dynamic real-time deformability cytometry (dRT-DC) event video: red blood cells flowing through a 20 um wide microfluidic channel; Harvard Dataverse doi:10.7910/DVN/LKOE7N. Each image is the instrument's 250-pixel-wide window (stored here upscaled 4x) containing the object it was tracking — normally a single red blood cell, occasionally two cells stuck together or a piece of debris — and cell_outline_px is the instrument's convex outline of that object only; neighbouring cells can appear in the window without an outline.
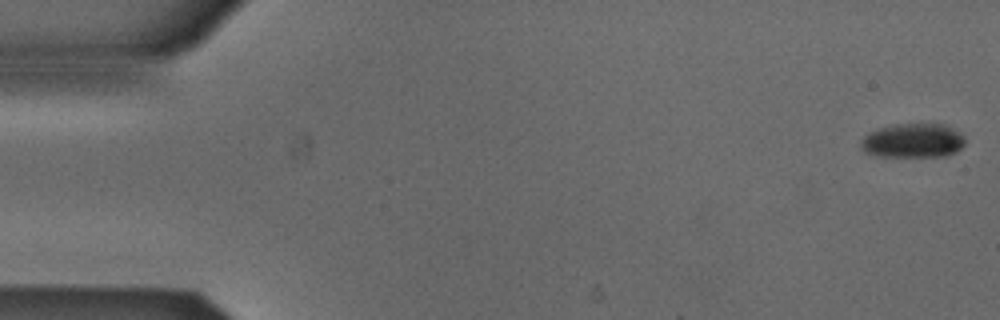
{"species": "Egyptian fruit bat (a non-hibernating species)", "species_latin": "Rousettus aegyptiacus", "temperature_condition": "cold", "stored_images_in_passage": 53, "camera_frame_rate_fps": 3000, "um_per_image_px": 0.085, "animal": {"sex": "male"}, "frame": {"image": 1, "passage_image": 1, "time_ms": 0.0, "image_size_px": [1000, 320], "cell_outline_px": [[964, 144], [956, 152], [944, 156], [880, 156], [864, 152], [860, 148], [860, 140], [864, 136], [880, 128], [896, 124], [948, 124], [960, 132], [964, 136]], "centroid_in_image_um": [77.62, 11.95], "position_along_channel_um": 7.4, "area_um2": 20.81}}
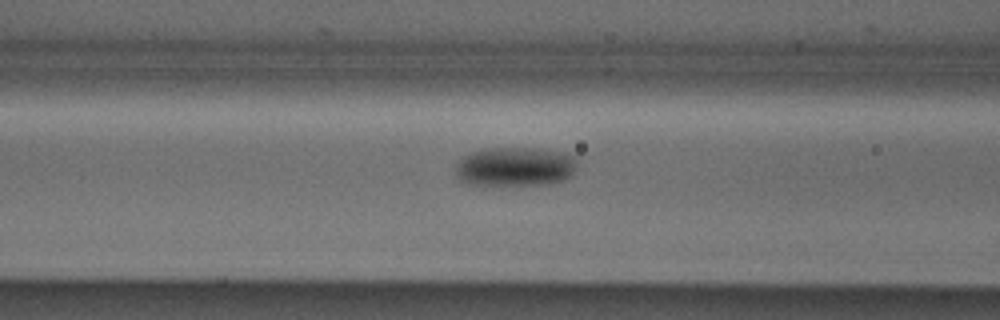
{"frame": {"image": 2, "passage_image": 21, "time_ms": 6.667, "image_size_px": [1000, 320], "cell_outline_px": [[576, 160], [572, 172], [564, 180], [548, 184], [468, 184], [460, 180], [456, 176], [456, 164], [464, 156], [472, 152], [492, 148], [536, 148], [560, 152], [576, 156]], "centroid_in_image_um": [43.76, 14.16], "position_along_channel_um": 122.8, "area_um2": 27.34}}
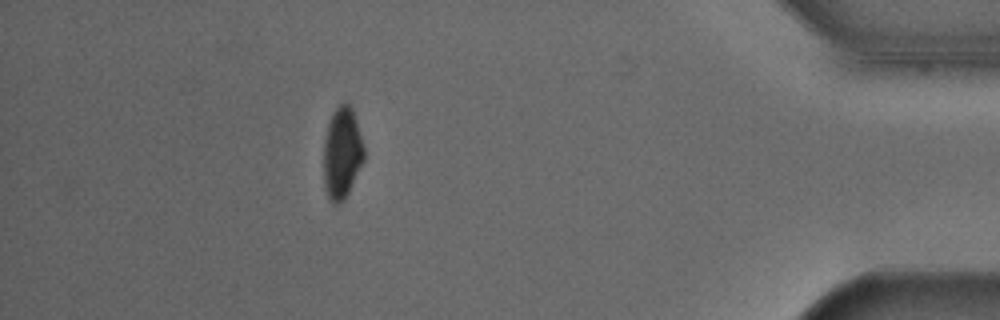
{"frame": {"image": 3, "passage_image": 47, "time_ms": 15.333, "image_size_px": [1000, 320], "cell_outline_px": [[364, 160], [344, 200], [340, 204], [332, 204], [328, 200], [324, 188], [324, 140], [328, 124], [332, 112], [344, 100], [348, 100], [352, 108], [356, 120], [364, 148]], "centroid_in_image_um": [29.06, 13.01], "position_along_channel_um": 406.1, "area_um2": 21.73}, "authors_computed_cell_mechanics": {"area_um2": 24.1604, "velocity_mm_per_s": 3.8846, "shape_relaxation_time_tau1_ms": 5.5725, "shape_relaxation_time_tau2_ms": null, "deformation_change_tau1": 0.1427, "deformation_change_tau2": null}}